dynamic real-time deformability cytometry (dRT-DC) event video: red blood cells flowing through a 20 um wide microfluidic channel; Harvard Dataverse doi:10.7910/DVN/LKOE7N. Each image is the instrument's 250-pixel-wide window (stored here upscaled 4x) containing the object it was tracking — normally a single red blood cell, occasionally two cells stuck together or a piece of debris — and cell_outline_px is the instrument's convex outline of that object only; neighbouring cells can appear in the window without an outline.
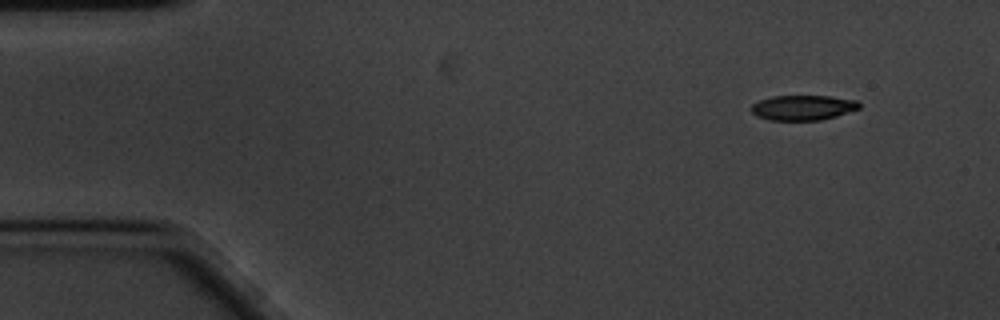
{"species": "common noctule bat (a hibernating species)", "species_latin": "Nyctalus noctula", "temperature_condition": "cold", "stored_images_in_passage": 54, "camera_frame_rate_fps": 3000, "um_per_image_px": 0.085, "animal": {"sex": "male", "body_mass_g": 20.1, "forearm_length_mm": 53.5}, "frame": {"image": 1, "passage_image": 1, "time_ms": 0.0, "image_size_px": [1000, 320], "cell_outline_px": [[860, 108], [836, 116], [820, 120], [768, 120], [756, 116], [748, 108], [752, 104], [760, 100], [772, 96], [828, 96], [856, 100], [860, 104]], "centroid_in_image_um": [68.2, 9.15], "position_along_channel_um": 16.8, "area_um2": 15.78}}
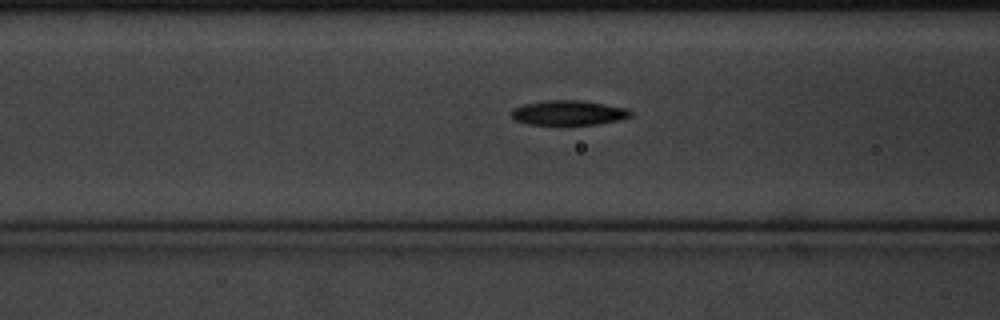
{"frame": {"image": 2, "passage_image": 18, "time_ms": 5.667, "image_size_px": [1000, 320], "cell_outline_px": [[632, 116], [620, 120], [600, 124], [528, 124], [516, 120], [512, 116], [512, 108], [524, 104], [544, 100], [580, 100], [628, 108], [632, 112]], "centroid_in_image_um": [48.36, 9.58], "position_along_channel_um": 118.2, "area_um2": 17.17}}
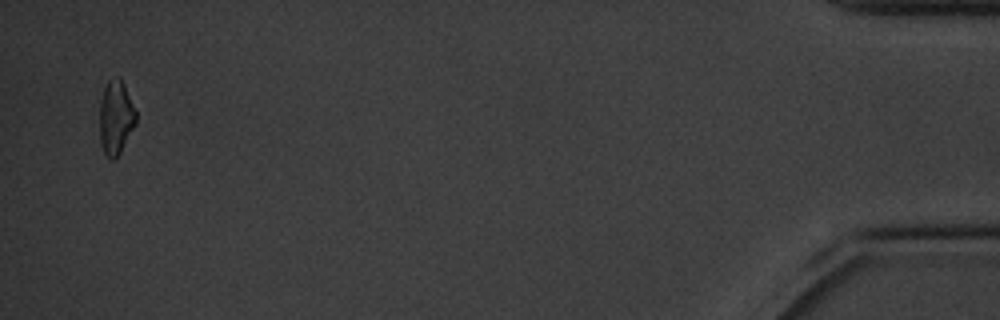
{"frame": {"image": 3, "passage_image": 53, "time_ms": 17.333, "image_size_px": [1000, 320], "cell_outline_px": [[136, 124], [116, 160], [112, 160], [104, 152], [100, 140], [100, 100], [104, 88], [108, 80], [116, 76], [120, 76], [124, 84], [136, 112]], "centroid_in_image_um": [9.85, 9.98], "position_along_channel_um": 425.4, "area_um2": 15.72}, "authors_computed_cell_mechanics": {"area_um2": 16.9643, "velocity_mm_per_s": 3.3728, "shape_relaxation_time_tau1_ms": 2.7561, "shape_relaxation_time_tau2_ms": null, "deformation_change_tau1": 0.1156, "deformation_change_tau2": null}}